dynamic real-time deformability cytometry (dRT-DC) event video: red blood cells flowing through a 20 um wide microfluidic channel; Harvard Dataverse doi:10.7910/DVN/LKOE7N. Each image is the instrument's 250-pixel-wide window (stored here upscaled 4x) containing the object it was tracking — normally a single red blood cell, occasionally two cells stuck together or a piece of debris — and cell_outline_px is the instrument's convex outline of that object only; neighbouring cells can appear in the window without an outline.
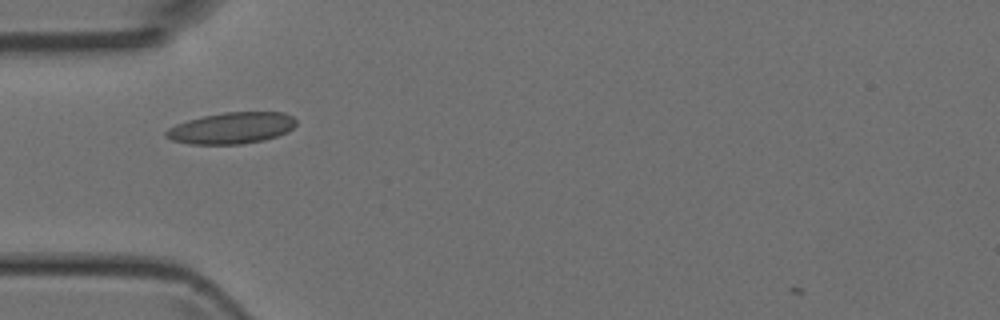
{"species": "Egyptian fruit bat (a non-hibernating species)", "species_latin": "Rousettus aegyptiacus", "temperature_condition": "room temperature", "stored_images_in_passage": 4, "camera_frame_rate_fps": 3000, "um_per_image_px": 0.085, "animal": {"sex": "female"}, "frame": {"image": 1, "passage_image": 1, "time_ms": 0.0, "image_size_px": [1000, 320], "cell_outline_px": [[296, 124], [288, 132], [264, 140], [240, 144], [188, 144], [172, 140], [164, 136], [164, 132], [168, 128], [176, 124], [188, 120], [204, 116], [224, 112], [284, 112], [292, 116], [296, 120]], "centroid_in_image_um": [19.67, 10.88], "position_along_channel_um": 65.3, "area_um2": 23.81}}